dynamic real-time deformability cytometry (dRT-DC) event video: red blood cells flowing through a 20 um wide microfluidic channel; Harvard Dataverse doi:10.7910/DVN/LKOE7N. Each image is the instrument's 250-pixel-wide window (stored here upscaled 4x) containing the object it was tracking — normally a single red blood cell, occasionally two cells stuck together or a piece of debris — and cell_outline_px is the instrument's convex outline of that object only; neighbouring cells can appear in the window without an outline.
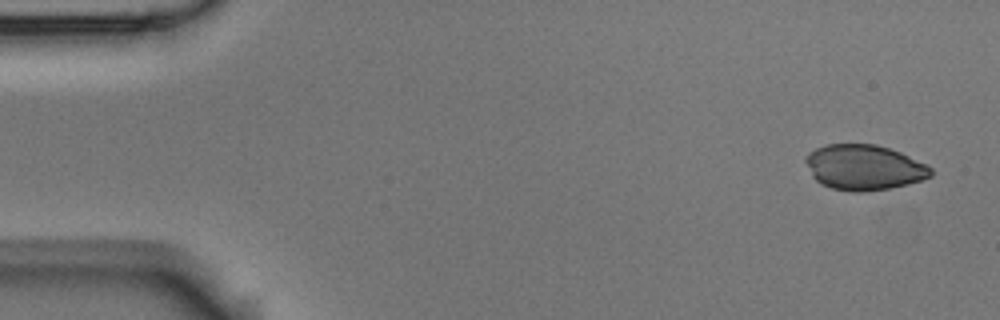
{"species": "Egyptian fruit bat (a non-hibernating species)", "species_latin": "Rousettus aegyptiacus", "temperature_condition": "room temperature", "stored_images_in_passage": 4, "camera_frame_rate_fps": 3000, "um_per_image_px": 0.085, "animal": {"sex": "male"}, "frame": {"image": 1, "passage_image": 1, "time_ms": 0.0, "image_size_px": [1000, 320], "cell_outline_px": [[932, 176], [908, 184], [892, 188], [864, 192], [852, 192], [832, 188], [820, 184], [812, 176], [804, 160], [808, 152], [816, 148], [828, 144], [876, 144], [900, 152], [928, 164], [932, 168]], "centroid_in_image_um": [73.44, 14.23], "position_along_channel_um": 11.6, "area_um2": 33.29}}